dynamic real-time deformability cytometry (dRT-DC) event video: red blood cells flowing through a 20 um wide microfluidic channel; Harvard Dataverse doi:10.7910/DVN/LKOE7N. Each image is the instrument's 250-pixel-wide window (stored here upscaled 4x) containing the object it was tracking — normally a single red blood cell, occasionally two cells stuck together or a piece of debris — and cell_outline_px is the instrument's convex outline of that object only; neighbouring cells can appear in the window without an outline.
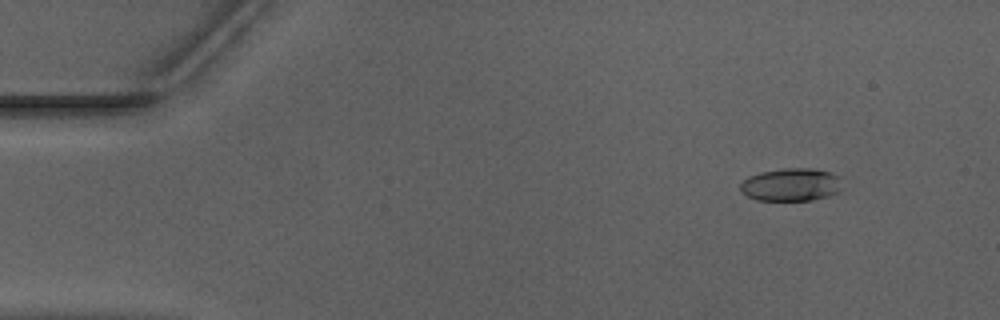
{"species": "Egyptian fruit bat (a non-hibernating species)", "species_latin": "Rousettus aegyptiacus", "temperature_condition": "warm", "stored_images_in_passage": 51, "camera_frame_rate_fps": 3000, "um_per_image_px": 0.085, "animal": {"sex": "male"}, "frame": {"image": 1, "passage_image": 4, "time_ms": 1.0, "image_size_px": [1000, 320], "cell_outline_px": [[844, 188], [828, 196], [812, 200], [756, 200], [748, 196], [740, 188], [740, 184], [748, 176], [760, 172], [784, 168], [816, 168], [844, 176]], "centroid_in_image_um": [67.34, 15.67], "position_along_channel_um": 17.7, "area_um2": 19.94}}
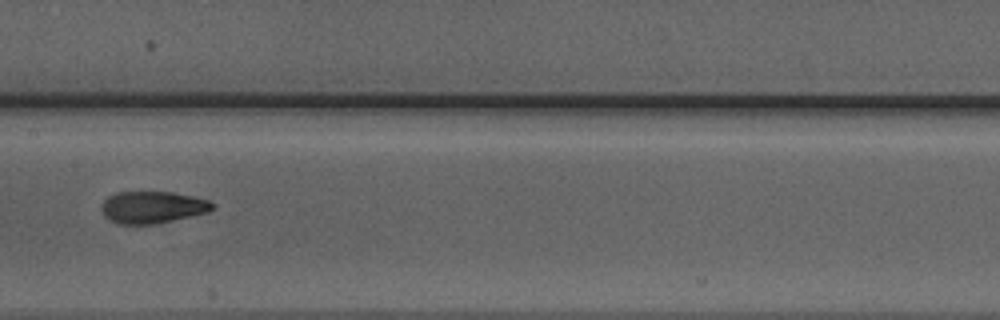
{"frame": {"image": 2, "passage_image": 25, "time_ms": 8.0, "image_size_px": [1000, 320], "cell_outline_px": [[216, 208], [208, 212], [156, 224], [116, 224], [104, 216], [100, 208], [100, 204], [108, 196], [116, 192], [172, 192], [192, 196], [208, 200], [216, 204]], "centroid_in_image_um": [12.95, 17.62], "position_along_channel_um": 194.5, "area_um2": 20.92}}
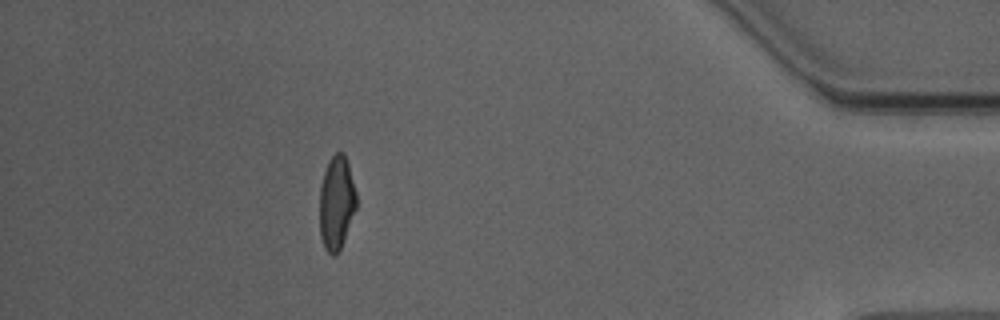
{"frame": {"image": 3, "passage_image": 45, "time_ms": 14.667, "image_size_px": [1000, 320], "cell_outline_px": [[356, 208], [340, 248], [332, 256], [324, 248], [320, 236], [320, 188], [324, 172], [328, 160], [336, 152], [344, 152], [348, 164], [356, 192]], "centroid_in_image_um": [28.59, 17.21], "position_along_channel_um": 406.6, "area_um2": 19.83}, "authors_computed_cell_mechanics": {"area_um2": 20.4612, "velocity_mm_per_s": 3.9697, "shape_relaxation_time_tau1_ms": 4.6828, "shape_relaxation_time_tau2_ms": 2.1512, "deformation_change_tau1": 0.1828, "deformation_change_tau2": 0.0806}}